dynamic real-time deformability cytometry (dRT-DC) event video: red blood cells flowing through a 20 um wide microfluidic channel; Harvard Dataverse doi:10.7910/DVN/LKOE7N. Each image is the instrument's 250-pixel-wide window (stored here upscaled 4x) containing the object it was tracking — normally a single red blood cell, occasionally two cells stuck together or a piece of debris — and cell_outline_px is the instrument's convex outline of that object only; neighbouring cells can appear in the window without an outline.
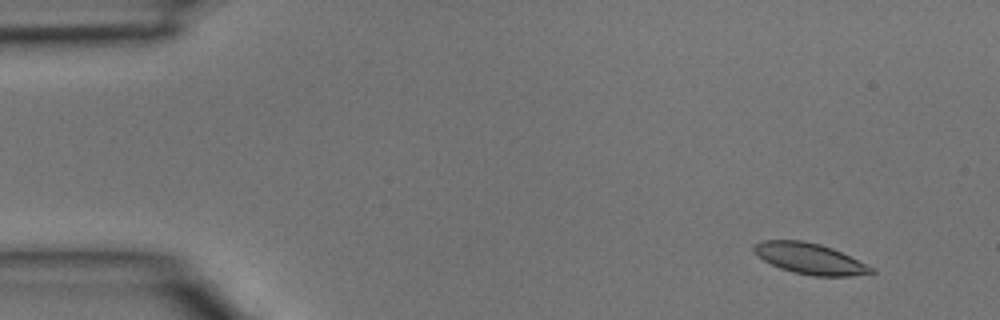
{"species": "common noctule bat (a hibernating species)", "species_latin": "Nyctalus noctula", "temperature_condition": "room temperature", "stored_images_in_passage": 5, "camera_frame_rate_fps": 3000, "um_per_image_px": 0.085, "animal": {"sex": "male", "body_mass_g": 15.6}, "frame": {"image": 1, "passage_image": 1, "time_ms": 0.0, "image_size_px": [1000, 320], "cell_outline_px": [[876, 272], [852, 276], [812, 276], [792, 272], [780, 268], [764, 260], [752, 252], [752, 244], [764, 240], [804, 240], [820, 244], [832, 248], [876, 268]], "centroid_in_image_um": [68.83, 21.98], "position_along_channel_um": 16.2, "area_um2": 21.33}}
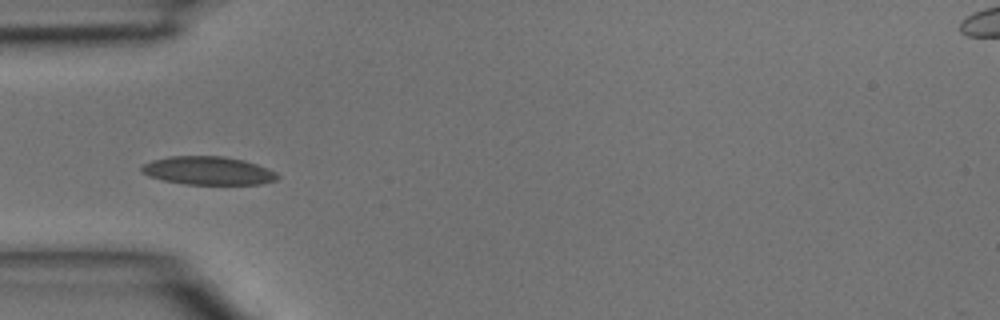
{"frame": {"image": 2, "passage_image": 4, "time_ms": 1.0, "image_size_px": [1000, 320], "cell_outline_px": [[280, 176], [276, 180], [260, 184], [184, 184], [160, 180], [148, 176], [140, 172], [140, 164], [152, 160], [168, 156], [224, 156], [244, 160], [268, 168], [276, 172]], "centroid_in_image_um": [17.63, 14.5], "position_along_channel_um": 67.4, "area_um2": 22.72}}